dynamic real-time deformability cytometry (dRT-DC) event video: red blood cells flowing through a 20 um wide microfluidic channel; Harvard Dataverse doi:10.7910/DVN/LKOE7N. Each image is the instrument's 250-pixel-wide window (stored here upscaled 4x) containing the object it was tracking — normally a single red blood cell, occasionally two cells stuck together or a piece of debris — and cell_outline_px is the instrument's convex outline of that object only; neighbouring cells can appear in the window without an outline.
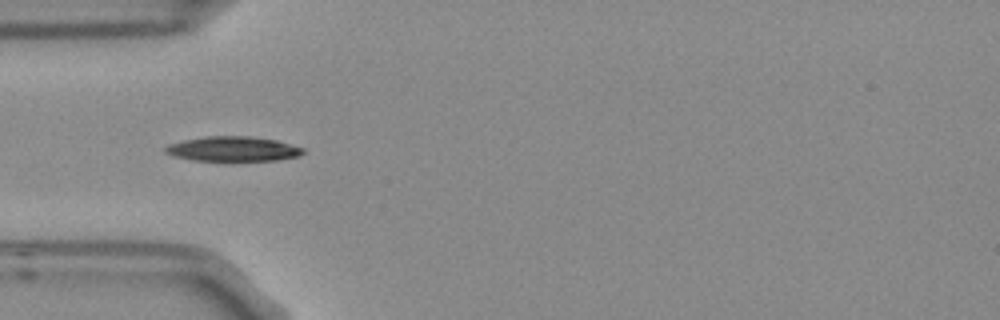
{"species": "Egyptian fruit bat (a non-hibernating species)", "species_latin": "Rousettus aegyptiacus", "temperature_condition": "room temperature", "stored_images_in_passage": 7, "camera_frame_rate_fps": 3000, "um_per_image_px": 0.085, "frame": {"image": 1, "passage_image": 4, "time_ms": 1.0, "image_size_px": [1000, 320], "cell_outline_px": [[304, 152], [300, 156], [276, 160], [224, 164], [192, 160], [172, 156], [164, 152], [164, 148], [168, 144], [184, 140], [208, 136], [248, 136], [276, 140], [304, 148]], "centroid_in_image_um": [19.77, 12.72], "position_along_channel_um": 65.2, "area_um2": 20.98}}
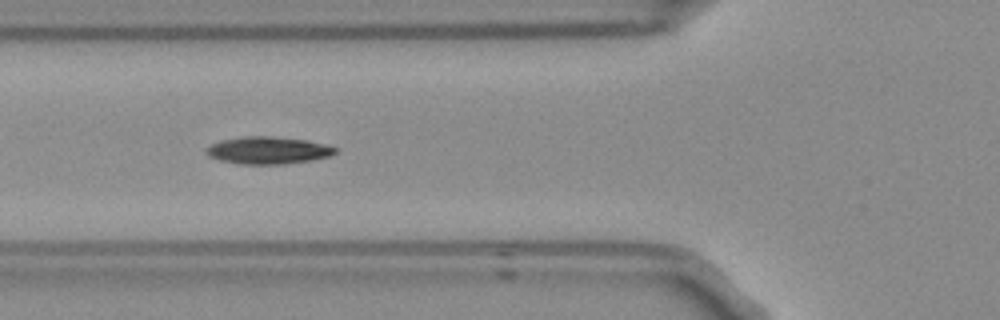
{"frame": {"image": 2, "passage_image": 5, "time_ms": 1.333, "image_size_px": [1000, 320], "cell_outline_px": [[336, 152], [328, 156], [308, 160], [284, 164], [240, 164], [220, 160], [208, 156], [208, 148], [212, 144], [220, 140], [244, 136], [272, 136], [308, 140], [324, 144], [336, 148]], "centroid_in_image_um": [22.77, 12.77], "position_along_channel_um": 103.0, "area_um2": 20.23}}